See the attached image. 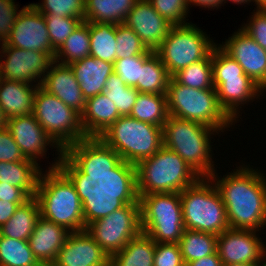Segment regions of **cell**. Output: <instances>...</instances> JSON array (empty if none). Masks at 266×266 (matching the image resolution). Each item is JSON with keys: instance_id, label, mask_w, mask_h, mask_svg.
<instances>
[{"instance_id": "1", "label": "cell", "mask_w": 266, "mask_h": 266, "mask_svg": "<svg viewBox=\"0 0 266 266\" xmlns=\"http://www.w3.org/2000/svg\"><path fill=\"white\" fill-rule=\"evenodd\" d=\"M59 157L39 176L35 198L40 215L71 233L85 231L93 198L107 180L87 158Z\"/></svg>"}, {"instance_id": "2", "label": "cell", "mask_w": 266, "mask_h": 266, "mask_svg": "<svg viewBox=\"0 0 266 266\" xmlns=\"http://www.w3.org/2000/svg\"><path fill=\"white\" fill-rule=\"evenodd\" d=\"M162 146V127L127 115L119 117L93 142L86 158L104 174L107 182H119Z\"/></svg>"}, {"instance_id": "3", "label": "cell", "mask_w": 266, "mask_h": 266, "mask_svg": "<svg viewBox=\"0 0 266 266\" xmlns=\"http://www.w3.org/2000/svg\"><path fill=\"white\" fill-rule=\"evenodd\" d=\"M108 254L142 232L139 199L120 182H106L95 194L85 229Z\"/></svg>"}, {"instance_id": "4", "label": "cell", "mask_w": 266, "mask_h": 266, "mask_svg": "<svg viewBox=\"0 0 266 266\" xmlns=\"http://www.w3.org/2000/svg\"><path fill=\"white\" fill-rule=\"evenodd\" d=\"M266 179L247 167L215 183L231 229L255 230L266 225Z\"/></svg>"}, {"instance_id": "5", "label": "cell", "mask_w": 266, "mask_h": 266, "mask_svg": "<svg viewBox=\"0 0 266 266\" xmlns=\"http://www.w3.org/2000/svg\"><path fill=\"white\" fill-rule=\"evenodd\" d=\"M200 178L177 153L162 146L153 156L140 161L119 182L139 199L153 193H180Z\"/></svg>"}, {"instance_id": "6", "label": "cell", "mask_w": 266, "mask_h": 266, "mask_svg": "<svg viewBox=\"0 0 266 266\" xmlns=\"http://www.w3.org/2000/svg\"><path fill=\"white\" fill-rule=\"evenodd\" d=\"M32 114L54 140L60 155L70 158L88 156L93 143L83 131L81 115L41 86L34 95Z\"/></svg>"}, {"instance_id": "7", "label": "cell", "mask_w": 266, "mask_h": 266, "mask_svg": "<svg viewBox=\"0 0 266 266\" xmlns=\"http://www.w3.org/2000/svg\"><path fill=\"white\" fill-rule=\"evenodd\" d=\"M211 131L217 132L202 123L168 115L162 127L163 146L177 153L201 177L216 180L210 158Z\"/></svg>"}, {"instance_id": "8", "label": "cell", "mask_w": 266, "mask_h": 266, "mask_svg": "<svg viewBox=\"0 0 266 266\" xmlns=\"http://www.w3.org/2000/svg\"><path fill=\"white\" fill-rule=\"evenodd\" d=\"M166 96L171 116L196 121L217 131L233 122L221 108L215 88L195 89L181 85L171 77Z\"/></svg>"}, {"instance_id": "9", "label": "cell", "mask_w": 266, "mask_h": 266, "mask_svg": "<svg viewBox=\"0 0 266 266\" xmlns=\"http://www.w3.org/2000/svg\"><path fill=\"white\" fill-rule=\"evenodd\" d=\"M201 177L180 192L185 229L220 235L229 227L226 208L216 186Z\"/></svg>"}, {"instance_id": "10", "label": "cell", "mask_w": 266, "mask_h": 266, "mask_svg": "<svg viewBox=\"0 0 266 266\" xmlns=\"http://www.w3.org/2000/svg\"><path fill=\"white\" fill-rule=\"evenodd\" d=\"M142 232L157 243H178L185 229L180 193H153L139 198Z\"/></svg>"}, {"instance_id": "11", "label": "cell", "mask_w": 266, "mask_h": 266, "mask_svg": "<svg viewBox=\"0 0 266 266\" xmlns=\"http://www.w3.org/2000/svg\"><path fill=\"white\" fill-rule=\"evenodd\" d=\"M201 29L191 25L172 26L155 51L171 76L192 63L205 59L217 45Z\"/></svg>"}, {"instance_id": "12", "label": "cell", "mask_w": 266, "mask_h": 266, "mask_svg": "<svg viewBox=\"0 0 266 266\" xmlns=\"http://www.w3.org/2000/svg\"><path fill=\"white\" fill-rule=\"evenodd\" d=\"M3 54L7 56L4 62L0 63V78L6 80L30 83L38 77H45V72L54 62L55 53H43L33 50L19 49L13 46H2ZM8 54V55H7Z\"/></svg>"}, {"instance_id": "13", "label": "cell", "mask_w": 266, "mask_h": 266, "mask_svg": "<svg viewBox=\"0 0 266 266\" xmlns=\"http://www.w3.org/2000/svg\"><path fill=\"white\" fill-rule=\"evenodd\" d=\"M2 46L55 53L50 42L45 17L32 4L19 11L10 38Z\"/></svg>"}, {"instance_id": "14", "label": "cell", "mask_w": 266, "mask_h": 266, "mask_svg": "<svg viewBox=\"0 0 266 266\" xmlns=\"http://www.w3.org/2000/svg\"><path fill=\"white\" fill-rule=\"evenodd\" d=\"M255 230L231 229L217 235L216 252L223 264L261 263L266 248L256 237Z\"/></svg>"}, {"instance_id": "15", "label": "cell", "mask_w": 266, "mask_h": 266, "mask_svg": "<svg viewBox=\"0 0 266 266\" xmlns=\"http://www.w3.org/2000/svg\"><path fill=\"white\" fill-rule=\"evenodd\" d=\"M220 48L235 59L261 89L266 88V50L240 29Z\"/></svg>"}, {"instance_id": "16", "label": "cell", "mask_w": 266, "mask_h": 266, "mask_svg": "<svg viewBox=\"0 0 266 266\" xmlns=\"http://www.w3.org/2000/svg\"><path fill=\"white\" fill-rule=\"evenodd\" d=\"M124 24L131 28L148 50L156 51L173 26L158 14L149 0H137Z\"/></svg>"}, {"instance_id": "17", "label": "cell", "mask_w": 266, "mask_h": 266, "mask_svg": "<svg viewBox=\"0 0 266 266\" xmlns=\"http://www.w3.org/2000/svg\"><path fill=\"white\" fill-rule=\"evenodd\" d=\"M51 266H110V255L86 230L72 232Z\"/></svg>"}, {"instance_id": "18", "label": "cell", "mask_w": 266, "mask_h": 266, "mask_svg": "<svg viewBox=\"0 0 266 266\" xmlns=\"http://www.w3.org/2000/svg\"><path fill=\"white\" fill-rule=\"evenodd\" d=\"M7 129L19 146L23 156L35 162L38 155H44L45 147L49 143H55L33 114L9 118Z\"/></svg>"}, {"instance_id": "19", "label": "cell", "mask_w": 266, "mask_h": 266, "mask_svg": "<svg viewBox=\"0 0 266 266\" xmlns=\"http://www.w3.org/2000/svg\"><path fill=\"white\" fill-rule=\"evenodd\" d=\"M53 62L48 69L41 87L55 95L68 107L73 108L80 115L84 112L86 99L83 96L74 71L69 65Z\"/></svg>"}, {"instance_id": "20", "label": "cell", "mask_w": 266, "mask_h": 266, "mask_svg": "<svg viewBox=\"0 0 266 266\" xmlns=\"http://www.w3.org/2000/svg\"><path fill=\"white\" fill-rule=\"evenodd\" d=\"M71 231L61 225L40 217L29 237L34 257L42 266H51Z\"/></svg>"}, {"instance_id": "21", "label": "cell", "mask_w": 266, "mask_h": 266, "mask_svg": "<svg viewBox=\"0 0 266 266\" xmlns=\"http://www.w3.org/2000/svg\"><path fill=\"white\" fill-rule=\"evenodd\" d=\"M121 115L113 101L102 92L86 100L81 114V125L86 137L93 143Z\"/></svg>"}, {"instance_id": "22", "label": "cell", "mask_w": 266, "mask_h": 266, "mask_svg": "<svg viewBox=\"0 0 266 266\" xmlns=\"http://www.w3.org/2000/svg\"><path fill=\"white\" fill-rule=\"evenodd\" d=\"M69 66L86 100L101 94L108 77L114 72L113 63L92 56L72 62Z\"/></svg>"}, {"instance_id": "23", "label": "cell", "mask_w": 266, "mask_h": 266, "mask_svg": "<svg viewBox=\"0 0 266 266\" xmlns=\"http://www.w3.org/2000/svg\"><path fill=\"white\" fill-rule=\"evenodd\" d=\"M214 88L221 108L232 119L236 120V107L242 102L253 99L261 88L249 77H232L225 80H213ZM253 97V98H252ZM235 117V118H234Z\"/></svg>"}, {"instance_id": "24", "label": "cell", "mask_w": 266, "mask_h": 266, "mask_svg": "<svg viewBox=\"0 0 266 266\" xmlns=\"http://www.w3.org/2000/svg\"><path fill=\"white\" fill-rule=\"evenodd\" d=\"M38 86L33 89L29 83L0 78V105L8 119L32 114Z\"/></svg>"}, {"instance_id": "25", "label": "cell", "mask_w": 266, "mask_h": 266, "mask_svg": "<svg viewBox=\"0 0 266 266\" xmlns=\"http://www.w3.org/2000/svg\"><path fill=\"white\" fill-rule=\"evenodd\" d=\"M38 163L25 159L17 162L0 161V182L21 188L30 198L35 197L41 171Z\"/></svg>"}, {"instance_id": "26", "label": "cell", "mask_w": 266, "mask_h": 266, "mask_svg": "<svg viewBox=\"0 0 266 266\" xmlns=\"http://www.w3.org/2000/svg\"><path fill=\"white\" fill-rule=\"evenodd\" d=\"M171 77L159 55L150 51L143 54L139 81L134 88L140 93L166 94Z\"/></svg>"}, {"instance_id": "27", "label": "cell", "mask_w": 266, "mask_h": 266, "mask_svg": "<svg viewBox=\"0 0 266 266\" xmlns=\"http://www.w3.org/2000/svg\"><path fill=\"white\" fill-rule=\"evenodd\" d=\"M155 241L141 232L110 256V266H153Z\"/></svg>"}, {"instance_id": "28", "label": "cell", "mask_w": 266, "mask_h": 266, "mask_svg": "<svg viewBox=\"0 0 266 266\" xmlns=\"http://www.w3.org/2000/svg\"><path fill=\"white\" fill-rule=\"evenodd\" d=\"M84 21L123 24L137 0H85Z\"/></svg>"}, {"instance_id": "29", "label": "cell", "mask_w": 266, "mask_h": 266, "mask_svg": "<svg viewBox=\"0 0 266 266\" xmlns=\"http://www.w3.org/2000/svg\"><path fill=\"white\" fill-rule=\"evenodd\" d=\"M40 217L39 203L32 197L20 205L13 216L0 227V235L28 241Z\"/></svg>"}, {"instance_id": "30", "label": "cell", "mask_w": 266, "mask_h": 266, "mask_svg": "<svg viewBox=\"0 0 266 266\" xmlns=\"http://www.w3.org/2000/svg\"><path fill=\"white\" fill-rule=\"evenodd\" d=\"M168 115L166 94L139 93L129 116L163 127Z\"/></svg>"}, {"instance_id": "31", "label": "cell", "mask_w": 266, "mask_h": 266, "mask_svg": "<svg viewBox=\"0 0 266 266\" xmlns=\"http://www.w3.org/2000/svg\"><path fill=\"white\" fill-rule=\"evenodd\" d=\"M90 56L114 63L116 60V25L89 22Z\"/></svg>"}, {"instance_id": "32", "label": "cell", "mask_w": 266, "mask_h": 266, "mask_svg": "<svg viewBox=\"0 0 266 266\" xmlns=\"http://www.w3.org/2000/svg\"><path fill=\"white\" fill-rule=\"evenodd\" d=\"M178 245L185 266L199 258L215 254L217 235L195 230L184 229Z\"/></svg>"}, {"instance_id": "33", "label": "cell", "mask_w": 266, "mask_h": 266, "mask_svg": "<svg viewBox=\"0 0 266 266\" xmlns=\"http://www.w3.org/2000/svg\"><path fill=\"white\" fill-rule=\"evenodd\" d=\"M63 56L65 59L60 58ZM87 56H90L89 22L82 21L55 52L54 62L57 63L58 59H61L60 64L69 65Z\"/></svg>"}, {"instance_id": "34", "label": "cell", "mask_w": 266, "mask_h": 266, "mask_svg": "<svg viewBox=\"0 0 266 266\" xmlns=\"http://www.w3.org/2000/svg\"><path fill=\"white\" fill-rule=\"evenodd\" d=\"M0 266H42L29 242L0 235Z\"/></svg>"}, {"instance_id": "35", "label": "cell", "mask_w": 266, "mask_h": 266, "mask_svg": "<svg viewBox=\"0 0 266 266\" xmlns=\"http://www.w3.org/2000/svg\"><path fill=\"white\" fill-rule=\"evenodd\" d=\"M179 84L195 88H214L212 73V52L203 60L180 69L172 76Z\"/></svg>"}, {"instance_id": "36", "label": "cell", "mask_w": 266, "mask_h": 266, "mask_svg": "<svg viewBox=\"0 0 266 266\" xmlns=\"http://www.w3.org/2000/svg\"><path fill=\"white\" fill-rule=\"evenodd\" d=\"M103 92L114 102L121 116L130 115L140 93L134 87L127 86L114 72L108 77Z\"/></svg>"}, {"instance_id": "37", "label": "cell", "mask_w": 266, "mask_h": 266, "mask_svg": "<svg viewBox=\"0 0 266 266\" xmlns=\"http://www.w3.org/2000/svg\"><path fill=\"white\" fill-rule=\"evenodd\" d=\"M44 17L52 49L55 52L82 22L80 18L59 16L58 14H44Z\"/></svg>"}, {"instance_id": "38", "label": "cell", "mask_w": 266, "mask_h": 266, "mask_svg": "<svg viewBox=\"0 0 266 266\" xmlns=\"http://www.w3.org/2000/svg\"><path fill=\"white\" fill-rule=\"evenodd\" d=\"M116 59L147 54L151 50L143 44L139 36L124 23L116 25Z\"/></svg>"}, {"instance_id": "39", "label": "cell", "mask_w": 266, "mask_h": 266, "mask_svg": "<svg viewBox=\"0 0 266 266\" xmlns=\"http://www.w3.org/2000/svg\"><path fill=\"white\" fill-rule=\"evenodd\" d=\"M44 2V3H43ZM41 4H32L40 13L58 14L76 17L84 21L85 0H43Z\"/></svg>"}, {"instance_id": "40", "label": "cell", "mask_w": 266, "mask_h": 266, "mask_svg": "<svg viewBox=\"0 0 266 266\" xmlns=\"http://www.w3.org/2000/svg\"><path fill=\"white\" fill-rule=\"evenodd\" d=\"M213 80H225L232 77H248L238 62L226 54L220 47L212 50Z\"/></svg>"}, {"instance_id": "41", "label": "cell", "mask_w": 266, "mask_h": 266, "mask_svg": "<svg viewBox=\"0 0 266 266\" xmlns=\"http://www.w3.org/2000/svg\"><path fill=\"white\" fill-rule=\"evenodd\" d=\"M152 7L173 26L187 25L184 19L188 10L187 0H149Z\"/></svg>"}, {"instance_id": "42", "label": "cell", "mask_w": 266, "mask_h": 266, "mask_svg": "<svg viewBox=\"0 0 266 266\" xmlns=\"http://www.w3.org/2000/svg\"><path fill=\"white\" fill-rule=\"evenodd\" d=\"M143 65V54L116 59L113 63L114 73L127 85L134 87L139 81L140 68Z\"/></svg>"}, {"instance_id": "43", "label": "cell", "mask_w": 266, "mask_h": 266, "mask_svg": "<svg viewBox=\"0 0 266 266\" xmlns=\"http://www.w3.org/2000/svg\"><path fill=\"white\" fill-rule=\"evenodd\" d=\"M153 266H185L178 243L155 242Z\"/></svg>"}, {"instance_id": "44", "label": "cell", "mask_w": 266, "mask_h": 266, "mask_svg": "<svg viewBox=\"0 0 266 266\" xmlns=\"http://www.w3.org/2000/svg\"><path fill=\"white\" fill-rule=\"evenodd\" d=\"M14 0H0V41L6 43L18 17Z\"/></svg>"}, {"instance_id": "45", "label": "cell", "mask_w": 266, "mask_h": 266, "mask_svg": "<svg viewBox=\"0 0 266 266\" xmlns=\"http://www.w3.org/2000/svg\"><path fill=\"white\" fill-rule=\"evenodd\" d=\"M242 30L247 33L262 48L266 49V9H258Z\"/></svg>"}, {"instance_id": "46", "label": "cell", "mask_w": 266, "mask_h": 266, "mask_svg": "<svg viewBox=\"0 0 266 266\" xmlns=\"http://www.w3.org/2000/svg\"><path fill=\"white\" fill-rule=\"evenodd\" d=\"M25 159L7 127L0 130V161L17 162Z\"/></svg>"}, {"instance_id": "47", "label": "cell", "mask_w": 266, "mask_h": 266, "mask_svg": "<svg viewBox=\"0 0 266 266\" xmlns=\"http://www.w3.org/2000/svg\"><path fill=\"white\" fill-rule=\"evenodd\" d=\"M30 197L19 187L0 182V200L25 203Z\"/></svg>"}, {"instance_id": "48", "label": "cell", "mask_w": 266, "mask_h": 266, "mask_svg": "<svg viewBox=\"0 0 266 266\" xmlns=\"http://www.w3.org/2000/svg\"><path fill=\"white\" fill-rule=\"evenodd\" d=\"M22 204L24 203H13L0 200V227L13 216L16 209Z\"/></svg>"}, {"instance_id": "49", "label": "cell", "mask_w": 266, "mask_h": 266, "mask_svg": "<svg viewBox=\"0 0 266 266\" xmlns=\"http://www.w3.org/2000/svg\"><path fill=\"white\" fill-rule=\"evenodd\" d=\"M186 266H223L217 252L189 262Z\"/></svg>"}, {"instance_id": "50", "label": "cell", "mask_w": 266, "mask_h": 266, "mask_svg": "<svg viewBox=\"0 0 266 266\" xmlns=\"http://www.w3.org/2000/svg\"><path fill=\"white\" fill-rule=\"evenodd\" d=\"M188 4L194 3V4H199L198 6H203V7H217L219 4H222V0H187ZM210 6V7H209Z\"/></svg>"}, {"instance_id": "51", "label": "cell", "mask_w": 266, "mask_h": 266, "mask_svg": "<svg viewBox=\"0 0 266 266\" xmlns=\"http://www.w3.org/2000/svg\"><path fill=\"white\" fill-rule=\"evenodd\" d=\"M8 118L6 117L4 111L2 110V107L0 105V130L7 127Z\"/></svg>"}, {"instance_id": "52", "label": "cell", "mask_w": 266, "mask_h": 266, "mask_svg": "<svg viewBox=\"0 0 266 266\" xmlns=\"http://www.w3.org/2000/svg\"><path fill=\"white\" fill-rule=\"evenodd\" d=\"M266 262L262 264V266H265ZM223 266H261L260 263H254V264H223Z\"/></svg>"}, {"instance_id": "53", "label": "cell", "mask_w": 266, "mask_h": 266, "mask_svg": "<svg viewBox=\"0 0 266 266\" xmlns=\"http://www.w3.org/2000/svg\"><path fill=\"white\" fill-rule=\"evenodd\" d=\"M255 1V3L258 5L257 8L258 9H266V0H253Z\"/></svg>"}, {"instance_id": "54", "label": "cell", "mask_w": 266, "mask_h": 266, "mask_svg": "<svg viewBox=\"0 0 266 266\" xmlns=\"http://www.w3.org/2000/svg\"><path fill=\"white\" fill-rule=\"evenodd\" d=\"M223 1H224V0H222V2H223ZM225 1H226V0H225ZM230 1H232V2H234V3L236 2V3H238V4H239V3L241 4V3L248 2V1L250 2L251 0H230Z\"/></svg>"}]
</instances>
